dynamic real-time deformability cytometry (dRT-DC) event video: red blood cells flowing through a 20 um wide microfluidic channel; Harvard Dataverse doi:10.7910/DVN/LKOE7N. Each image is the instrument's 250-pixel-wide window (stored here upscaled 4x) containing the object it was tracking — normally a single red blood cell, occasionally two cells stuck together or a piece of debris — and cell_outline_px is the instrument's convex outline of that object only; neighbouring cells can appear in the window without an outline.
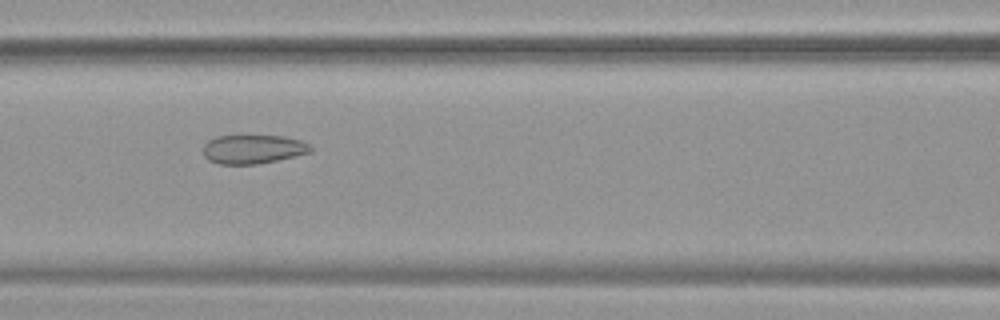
{"species": "common noctule bat (a hibernating species)", "species_latin": "Nyctalus noctula", "temperature_condition": "warm", "stored_images_in_passage": 54, "camera_frame_rate_fps": 3000, "um_per_image_px": 0.085, "animal": {"sex": "female", "body_mass_g": 19.9}, "frame": {"image": 1, "passage_image": 24, "time_ms": 7.667, "image_size_px": [1000, 320], "cell_outline_px": [[312, 152], [276, 160], [256, 164], [220, 164], [208, 160], [204, 156], [204, 144], [208, 140], [216, 136], [284, 136], [300, 140], [308, 144], [312, 148]], "centroid_in_image_um": [21.49, 12.68], "position_along_channel_um": 145.1, "area_um2": 17.98}}
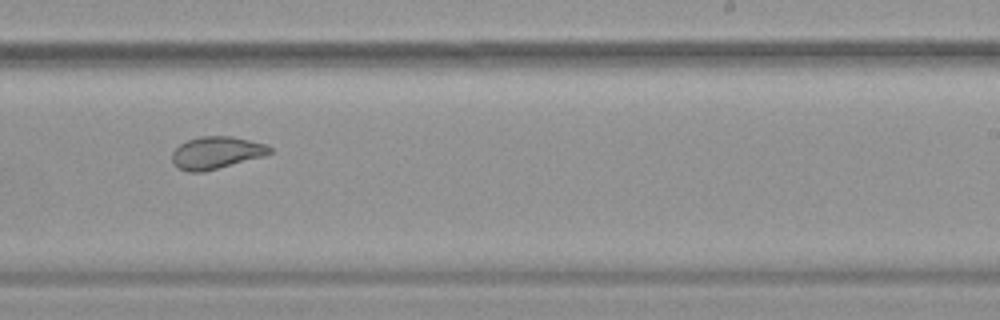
{"frame": {"image": 2, "passage_image": 34, "time_ms": 11.0, "image_size_px": [1000, 320], "cell_outline_px": [[272, 152], [264, 156], [204, 172], [188, 172], [180, 168], [172, 160], [172, 152], [180, 144], [188, 140], [200, 136], [232, 136], [264, 144], [272, 148]], "centroid_in_image_um": [18.39, 12.98], "position_along_channel_um": 270.6, "area_um2": 18.21}}
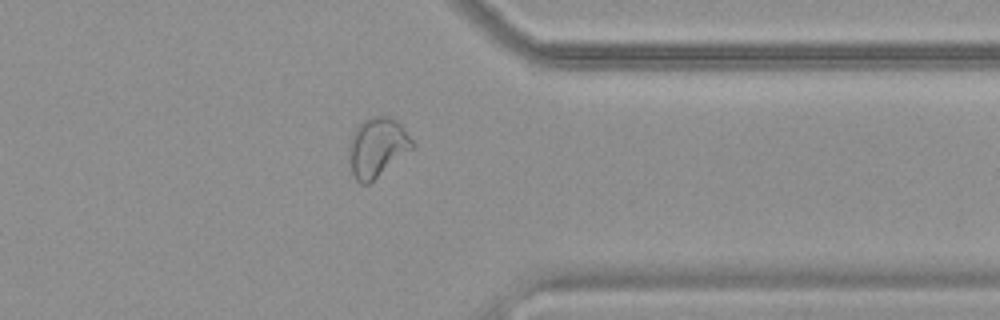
{"frame": {"image": 3, "passage_image": 43, "time_ms": 14.0, "image_size_px": [1000, 320], "cell_outline_px": [[416, 144], [412, 148], [368, 184], [360, 184], [356, 180], [352, 172], [348, 156], [348, 144], [352, 132], [364, 120], [376, 116], [388, 116], [396, 120], [404, 128]], "centroid_in_image_um": [32.03, 12.51], "position_along_channel_um": 379.4, "area_um2": 21.73}, "authors_computed_cell_mechanics": {"area_um2": 23.8714, "velocity_mm_per_s": 3.7758, "shape_relaxation_time_tau1_ms": null, "shape_relaxation_time_tau2_ms": 1.1419, "deformation_change_tau1": null, "deformation_change_tau2": 0.0656}}